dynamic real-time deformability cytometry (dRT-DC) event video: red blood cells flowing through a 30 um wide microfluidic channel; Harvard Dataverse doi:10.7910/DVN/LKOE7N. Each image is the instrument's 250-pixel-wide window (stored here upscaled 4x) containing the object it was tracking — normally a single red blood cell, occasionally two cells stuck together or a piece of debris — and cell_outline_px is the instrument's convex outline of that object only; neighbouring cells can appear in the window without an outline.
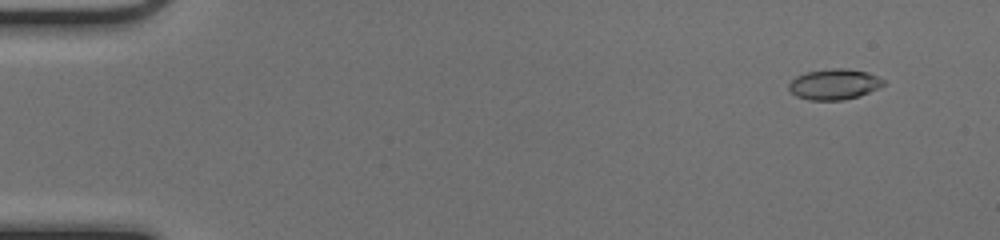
{"species": "common noctule bat (a hibernating species)", "species_latin": "Nyctalus noctula", "temperature_condition": "cold", "stored_images_in_passage": 49, "camera_frame_rate_fps": 3000, "um_per_image_px": 0.085, "animal": {"sex": "female", "body_mass_g": 17.0, "forearm_length_mm": 48.0}, "frame": {"image": 1, "passage_image": 2, "time_ms": 0.333, "image_size_px": [1000, 240], "cell_outline_px": [[884, 84], [880, 88], [860, 96], [844, 100], [808, 100], [796, 96], [788, 88], [788, 84], [796, 76], [804, 72], [832, 68], [848, 68], [868, 72], [884, 80]], "centroid_in_image_um": [70.91, 7.16], "position_along_channel_um": 14.1, "area_um2": 17.11}}
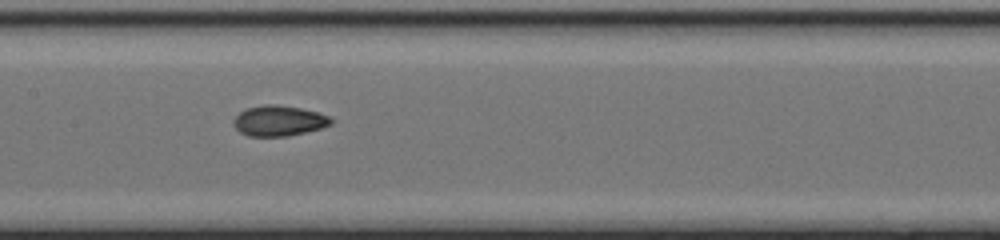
{"frame": {"image": 2, "passage_image": 24, "time_ms": 7.667, "image_size_px": [1000, 240], "cell_outline_px": [[332, 124], [320, 128], [288, 136], [248, 136], [240, 132], [232, 124], [232, 120], [244, 108], [264, 104], [276, 104], [300, 108], [316, 112], [328, 116], [332, 120]], "centroid_in_image_um": [23.65, 10.26], "position_along_channel_um": 183.8, "area_um2": 17.28}}
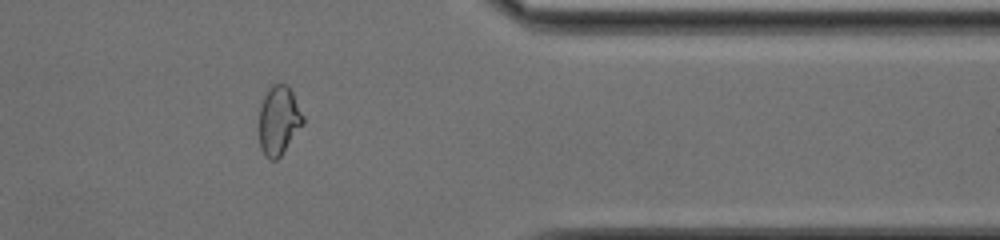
{"frame": {"image": 3, "passage_image": 40, "time_ms": 13.0, "image_size_px": [1000, 240], "cell_outline_px": [[304, 124], [280, 156], [276, 160], [268, 160], [264, 156], [260, 148], [260, 104], [268, 84], [276, 80], [288, 84], [304, 116]], "centroid_in_image_um": [23.69, 10.16], "position_along_channel_um": 387.7, "area_um2": 18.21}, "authors_computed_cell_mechanics": {"area_um2": 17.051, "velocity_mm_per_s": 4.0998, "shape_relaxation_time_tau1_ms": null, "shape_relaxation_time_tau2_ms": 1.2493, "deformation_change_tau1": null, "deformation_change_tau2": 0.0574}}